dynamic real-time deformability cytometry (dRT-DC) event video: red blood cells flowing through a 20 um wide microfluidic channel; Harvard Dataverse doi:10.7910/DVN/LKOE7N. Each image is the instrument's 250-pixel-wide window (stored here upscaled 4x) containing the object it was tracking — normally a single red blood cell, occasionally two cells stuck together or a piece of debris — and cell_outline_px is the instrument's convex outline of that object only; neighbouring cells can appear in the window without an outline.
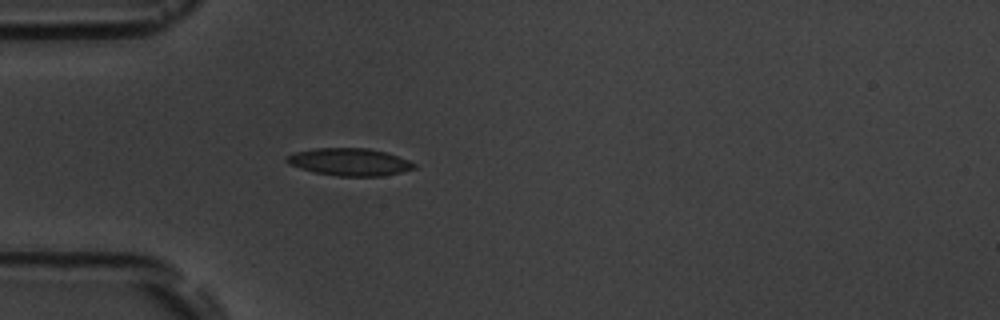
{"species": "common noctule bat (a hibernating species)", "species_latin": "Nyctalus noctula", "temperature_condition": "room temperature", "stored_images_in_passage": 1, "camera_frame_rate_fps": 3000, "um_per_image_px": 0.085, "animal": {"sex": "male", "body_mass_g": 19.5, "forearm_length_mm": 54.6}, "frame": {"image": 1, "passage_image": 1, "time_ms": 0.0, "image_size_px": [1000, 320], "cell_outline_px": [[416, 168], [384, 176], [336, 176], [316, 172], [300, 168], [288, 164], [284, 160], [284, 156], [296, 152], [316, 148], [368, 148], [384, 152], [408, 160], [416, 164]], "centroid_in_image_um": [29.68, 13.77], "position_along_channel_um": 55.3, "area_um2": 20.29}}